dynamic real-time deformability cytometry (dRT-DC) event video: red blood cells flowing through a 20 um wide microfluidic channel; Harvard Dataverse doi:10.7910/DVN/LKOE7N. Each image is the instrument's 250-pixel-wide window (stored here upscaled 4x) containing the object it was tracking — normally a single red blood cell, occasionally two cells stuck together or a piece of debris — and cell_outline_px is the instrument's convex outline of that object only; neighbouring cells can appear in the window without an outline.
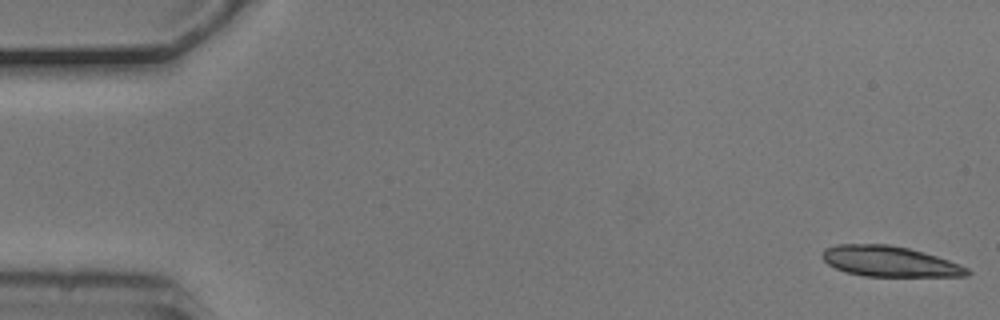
{"species": "common noctule bat (a hibernating species)", "species_latin": "Nyctalus noctula", "temperature_condition": "cold", "stored_images_in_passage": 5, "camera_frame_rate_fps": 3000, "um_per_image_px": 0.085, "animal": {"sex": "male", "body_mass_g": 20.5, "forearm_length_mm": 52.5}, "frame": {"image": 1, "passage_image": 1, "time_ms": 0.0, "image_size_px": [1000, 320], "cell_outline_px": [[972, 272], [968, 276], [864, 276], [844, 272], [828, 264], [820, 256], [824, 248], [836, 244], [888, 244], [908, 248], [924, 252], [960, 264], [968, 268]], "centroid_in_image_um": [75.59, 22.22], "position_along_channel_um": 9.4, "area_um2": 25.89}}
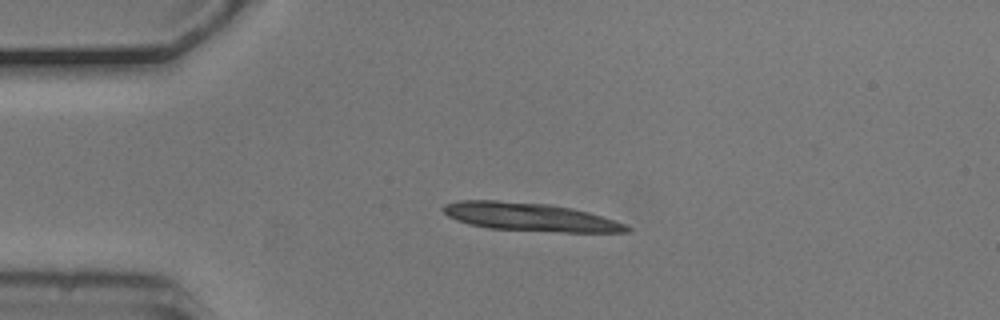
{"frame": {"image": 2, "passage_image": 4, "time_ms": 1.0, "image_size_px": [1000, 320], "cell_outline_px": [[632, 232], [564, 232], [488, 228], [468, 224], [456, 220], [448, 216], [440, 208], [444, 204], [460, 200], [496, 200], [548, 204], [572, 208], [588, 212], [624, 224], [632, 228]], "centroid_in_image_um": [45.0, 18.44], "position_along_channel_um": 40.0, "area_um2": 30.06}}